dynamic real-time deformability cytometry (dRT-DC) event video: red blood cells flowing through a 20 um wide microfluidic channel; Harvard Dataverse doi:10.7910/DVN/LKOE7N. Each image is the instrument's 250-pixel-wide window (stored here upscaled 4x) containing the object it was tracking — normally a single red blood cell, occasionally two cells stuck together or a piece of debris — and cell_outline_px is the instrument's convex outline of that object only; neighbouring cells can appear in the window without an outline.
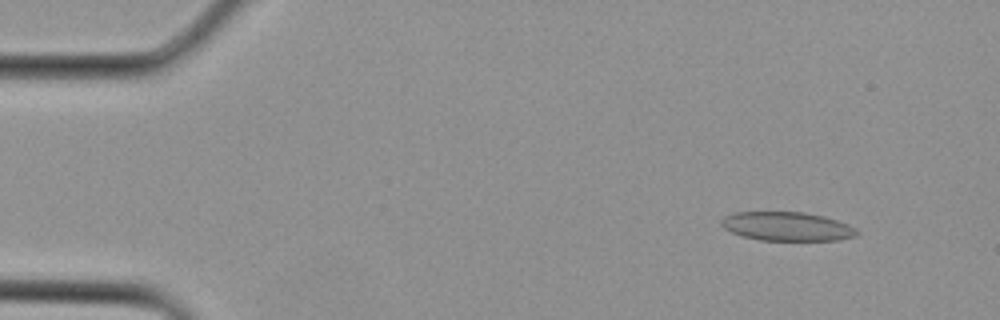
{"species": "Egyptian fruit bat (a non-hibernating species)", "species_latin": "Rousettus aegyptiacus", "temperature_condition": "cold", "stored_images_in_passage": 10, "camera_frame_rate_fps": 3000, "um_per_image_px": 0.085, "animal": {"sex": "female"}, "frame": {"image": 1, "passage_image": 2, "time_ms": 0.333, "image_size_px": [1000, 320], "cell_outline_px": [[860, 232], [856, 236], [836, 240], [760, 240], [744, 236], [732, 232], [724, 228], [720, 224], [720, 220], [724, 216], [732, 212], [804, 212], [824, 216], [848, 224], [856, 228]], "centroid_in_image_um": [66.89, 19.23], "position_along_channel_um": 18.1, "area_um2": 22.83}}
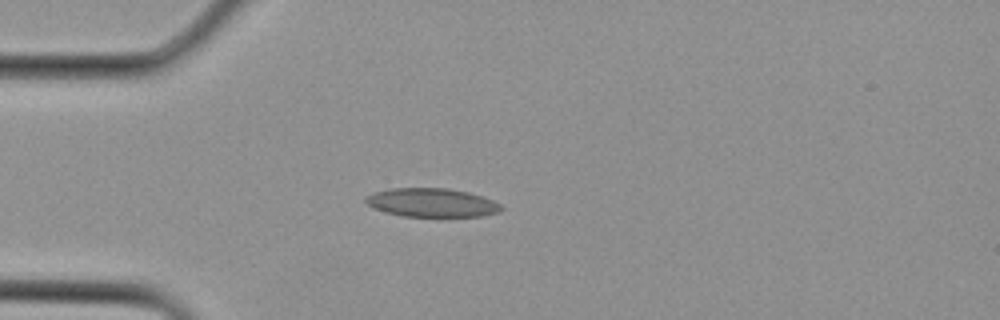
{"frame": {"image": 2, "passage_image": 7, "time_ms": 2.0, "image_size_px": [1000, 320], "cell_outline_px": [[504, 208], [500, 212], [484, 216], [400, 216], [384, 212], [372, 208], [364, 200], [364, 196], [372, 192], [388, 188], [448, 188], [468, 192], [492, 200], [500, 204]], "centroid_in_image_um": [36.65, 17.22], "position_along_channel_um": 48.3, "area_um2": 22.89}}
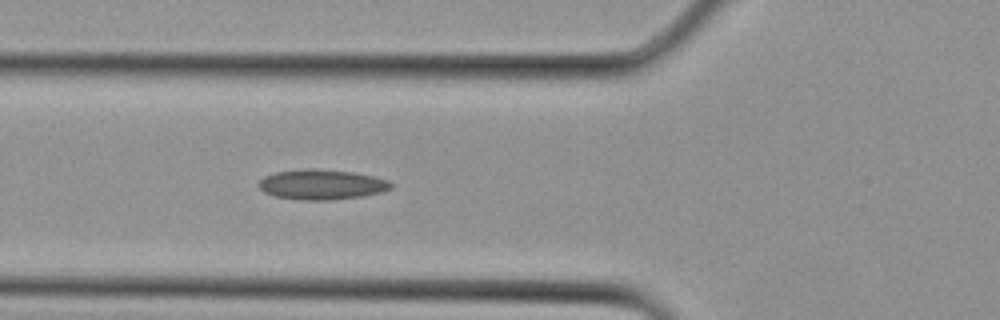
{"frame": {"image": 3, "passage_image": 10, "time_ms": 3.0, "image_size_px": [1000, 320], "cell_outline_px": [[392, 188], [380, 192], [364, 196], [328, 200], [300, 200], [272, 196], [264, 192], [256, 184], [264, 176], [276, 172], [304, 168], [312, 168], [352, 172], [372, 176], [388, 180], [392, 184]], "centroid_in_image_um": [27.3, 15.68], "position_along_channel_um": 98.5, "area_um2": 23.29}}